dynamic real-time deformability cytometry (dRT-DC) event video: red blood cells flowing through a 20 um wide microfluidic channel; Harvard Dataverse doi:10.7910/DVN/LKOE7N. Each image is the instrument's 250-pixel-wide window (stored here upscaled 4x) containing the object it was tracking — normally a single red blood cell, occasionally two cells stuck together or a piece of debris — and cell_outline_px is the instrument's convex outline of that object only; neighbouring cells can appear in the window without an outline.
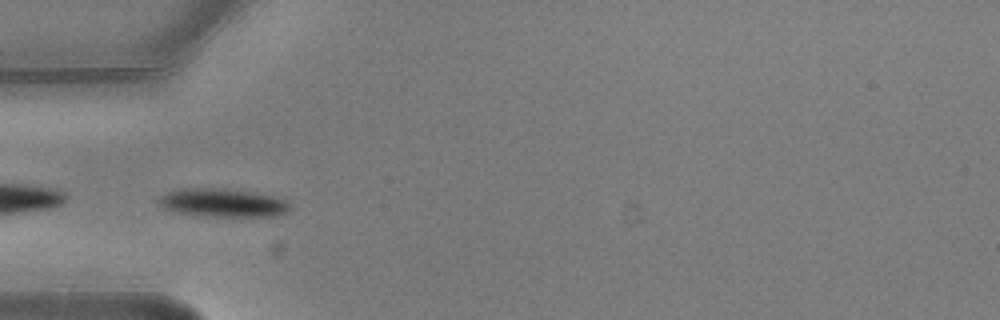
{"species": "common noctule bat (a hibernating species)", "species_latin": "Nyctalus noctula", "temperature_condition": "warm", "stored_images_in_passage": 9, "camera_frame_rate_fps": 3000, "um_per_image_px": 0.085, "animal": {"sex": "male", "body_mass_g": 20.5, "forearm_length_mm": 52.5}, "frame": {"image": 1, "passage_image": 3, "time_ms": 0.667, "image_size_px": [1000, 320], "cell_outline_px": [[292, 208], [288, 212], [276, 216], [204, 216], [176, 212], [164, 208], [156, 200], [160, 196], [168, 192], [180, 188], [224, 188], [252, 192], [272, 196], [284, 200], [292, 204]], "centroid_in_image_um": [18.94, 17.23], "position_along_channel_um": 66.1, "area_um2": 21.79}}
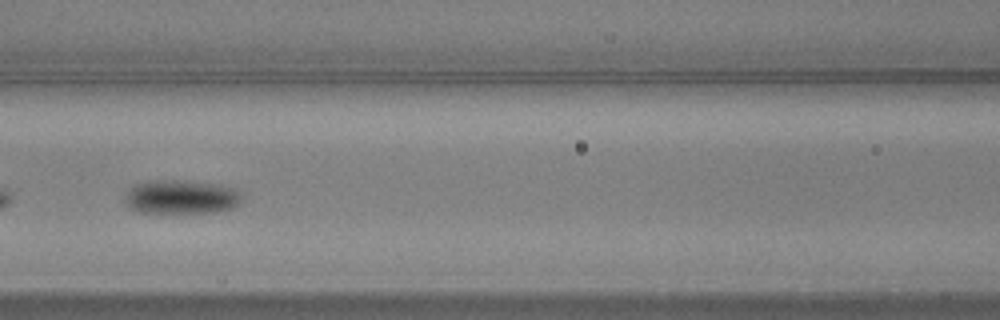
{"frame": {"image": 2, "passage_image": 5, "time_ms": 1.333, "image_size_px": [1000, 320], "cell_outline_px": [[240, 204], [232, 208], [216, 212], [140, 212], [132, 208], [128, 204], [128, 188], [136, 184], [152, 180], [188, 180], [220, 184], [236, 188], [240, 192]], "centroid_in_image_um": [15.48, 16.72], "position_along_channel_um": 151.1, "area_um2": 23.0}}
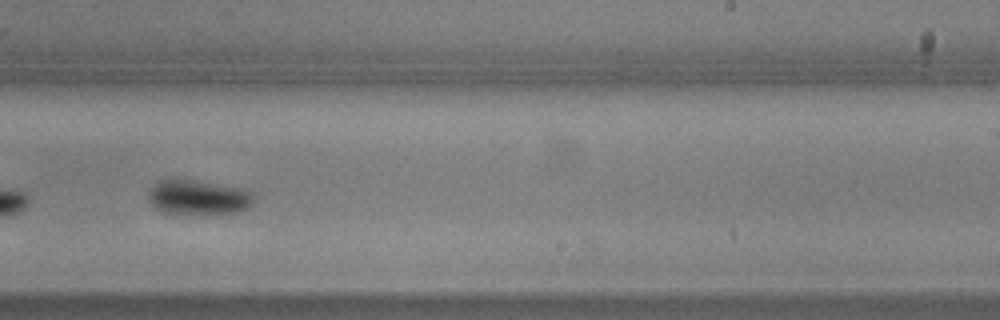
{"frame": {"image": 3, "passage_image": 8, "time_ms": 2.333, "image_size_px": [1000, 320], "cell_outline_px": [[252, 204], [248, 208], [236, 212], [164, 212], [156, 208], [148, 200], [148, 192], [160, 180], [168, 176], [176, 176], [248, 188], [252, 192]], "centroid_in_image_um": [16.85, 16.68], "position_along_channel_um": 272.2, "area_um2": 21.62}}